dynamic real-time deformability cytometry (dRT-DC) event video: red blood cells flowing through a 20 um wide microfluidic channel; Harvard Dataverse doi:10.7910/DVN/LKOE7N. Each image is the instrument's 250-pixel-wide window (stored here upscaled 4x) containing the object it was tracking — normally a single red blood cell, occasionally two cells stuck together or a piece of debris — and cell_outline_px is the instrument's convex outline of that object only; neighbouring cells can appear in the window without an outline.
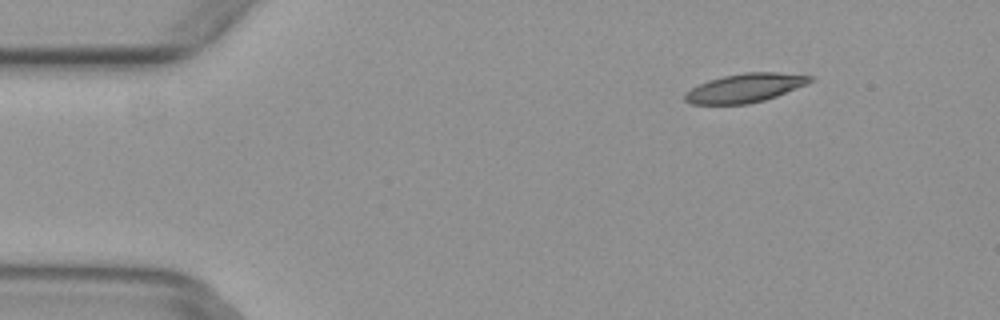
{"species": "common noctule bat (a hibernating species)", "species_latin": "Nyctalus noctula", "temperature_condition": "warm", "stored_images_in_passage": 4, "camera_frame_rate_fps": 3000, "um_per_image_px": 0.085, "animal": {"sex": "female", "body_mass_g": 29.2, "forearm_length_mm": 56.3}, "frame": {"image": 1, "passage_image": 2, "time_ms": 0.333, "image_size_px": [1000, 320], "cell_outline_px": [[816, 80], [808, 84], [776, 96], [764, 100], [748, 104], [692, 104], [684, 100], [684, 92], [708, 80], [724, 76], [744, 72], [776, 72], [812, 76]], "centroid_in_image_um": [63.35, 7.47], "position_along_channel_um": 21.7, "area_um2": 21.04}}